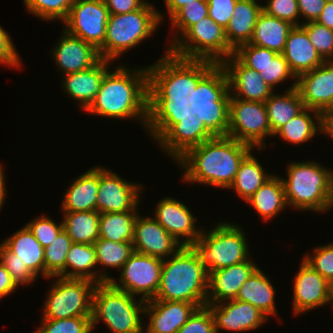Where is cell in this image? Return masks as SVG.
Listing matches in <instances>:
<instances>
[{
	"mask_svg": "<svg viewBox=\"0 0 333 333\" xmlns=\"http://www.w3.org/2000/svg\"><path fill=\"white\" fill-rule=\"evenodd\" d=\"M268 278L258 267L240 287L235 299L252 304L269 318L277 316L278 311L275 309L276 290Z\"/></svg>",
	"mask_w": 333,
	"mask_h": 333,
	"instance_id": "f546056e",
	"label": "cell"
},
{
	"mask_svg": "<svg viewBox=\"0 0 333 333\" xmlns=\"http://www.w3.org/2000/svg\"><path fill=\"white\" fill-rule=\"evenodd\" d=\"M110 14H125L142 8L145 0H104Z\"/></svg>",
	"mask_w": 333,
	"mask_h": 333,
	"instance_id": "6f0895ef",
	"label": "cell"
},
{
	"mask_svg": "<svg viewBox=\"0 0 333 333\" xmlns=\"http://www.w3.org/2000/svg\"><path fill=\"white\" fill-rule=\"evenodd\" d=\"M74 0H23L24 6L30 14L42 20L65 21L69 15Z\"/></svg>",
	"mask_w": 333,
	"mask_h": 333,
	"instance_id": "7bdbcfd3",
	"label": "cell"
},
{
	"mask_svg": "<svg viewBox=\"0 0 333 333\" xmlns=\"http://www.w3.org/2000/svg\"><path fill=\"white\" fill-rule=\"evenodd\" d=\"M143 185L123 180L120 175L100 167V183L97 193L99 213L138 211ZM140 197V198H139Z\"/></svg>",
	"mask_w": 333,
	"mask_h": 333,
	"instance_id": "9a60e30c",
	"label": "cell"
},
{
	"mask_svg": "<svg viewBox=\"0 0 333 333\" xmlns=\"http://www.w3.org/2000/svg\"><path fill=\"white\" fill-rule=\"evenodd\" d=\"M2 243L38 278L45 277L44 248L24 225L20 230L7 237Z\"/></svg>",
	"mask_w": 333,
	"mask_h": 333,
	"instance_id": "4dcf8cb0",
	"label": "cell"
},
{
	"mask_svg": "<svg viewBox=\"0 0 333 333\" xmlns=\"http://www.w3.org/2000/svg\"><path fill=\"white\" fill-rule=\"evenodd\" d=\"M197 308L196 304L185 301H146L144 316L149 320L144 333H176Z\"/></svg>",
	"mask_w": 333,
	"mask_h": 333,
	"instance_id": "cb8c5ba5",
	"label": "cell"
},
{
	"mask_svg": "<svg viewBox=\"0 0 333 333\" xmlns=\"http://www.w3.org/2000/svg\"><path fill=\"white\" fill-rule=\"evenodd\" d=\"M293 26L288 21L262 11L258 16L249 44L282 53Z\"/></svg>",
	"mask_w": 333,
	"mask_h": 333,
	"instance_id": "1f68e13d",
	"label": "cell"
},
{
	"mask_svg": "<svg viewBox=\"0 0 333 333\" xmlns=\"http://www.w3.org/2000/svg\"><path fill=\"white\" fill-rule=\"evenodd\" d=\"M262 11L266 14L288 21L294 26H300V18L297 0H267L262 5ZM299 21V22H298Z\"/></svg>",
	"mask_w": 333,
	"mask_h": 333,
	"instance_id": "f907efd6",
	"label": "cell"
},
{
	"mask_svg": "<svg viewBox=\"0 0 333 333\" xmlns=\"http://www.w3.org/2000/svg\"><path fill=\"white\" fill-rule=\"evenodd\" d=\"M63 229L72 243L94 244L99 239L98 211L63 212Z\"/></svg>",
	"mask_w": 333,
	"mask_h": 333,
	"instance_id": "74e56055",
	"label": "cell"
},
{
	"mask_svg": "<svg viewBox=\"0 0 333 333\" xmlns=\"http://www.w3.org/2000/svg\"><path fill=\"white\" fill-rule=\"evenodd\" d=\"M214 318L215 331L245 332L259 328L269 318L252 304L236 299L206 304Z\"/></svg>",
	"mask_w": 333,
	"mask_h": 333,
	"instance_id": "ffe728a7",
	"label": "cell"
},
{
	"mask_svg": "<svg viewBox=\"0 0 333 333\" xmlns=\"http://www.w3.org/2000/svg\"><path fill=\"white\" fill-rule=\"evenodd\" d=\"M254 148L228 136H216L188 150L176 163L182 180L229 189L242 160Z\"/></svg>",
	"mask_w": 333,
	"mask_h": 333,
	"instance_id": "7a4b0ae2",
	"label": "cell"
},
{
	"mask_svg": "<svg viewBox=\"0 0 333 333\" xmlns=\"http://www.w3.org/2000/svg\"><path fill=\"white\" fill-rule=\"evenodd\" d=\"M60 40L51 51L57 69L63 75L89 69L100 60L99 51L81 38L62 31Z\"/></svg>",
	"mask_w": 333,
	"mask_h": 333,
	"instance_id": "603a6c76",
	"label": "cell"
},
{
	"mask_svg": "<svg viewBox=\"0 0 333 333\" xmlns=\"http://www.w3.org/2000/svg\"><path fill=\"white\" fill-rule=\"evenodd\" d=\"M112 119H137L146 128L148 118V69L118 65L105 73L99 92L85 111Z\"/></svg>",
	"mask_w": 333,
	"mask_h": 333,
	"instance_id": "3957f363",
	"label": "cell"
},
{
	"mask_svg": "<svg viewBox=\"0 0 333 333\" xmlns=\"http://www.w3.org/2000/svg\"><path fill=\"white\" fill-rule=\"evenodd\" d=\"M72 182L63 196L62 211H97L96 201L100 183V166L88 169Z\"/></svg>",
	"mask_w": 333,
	"mask_h": 333,
	"instance_id": "83f0119b",
	"label": "cell"
},
{
	"mask_svg": "<svg viewBox=\"0 0 333 333\" xmlns=\"http://www.w3.org/2000/svg\"><path fill=\"white\" fill-rule=\"evenodd\" d=\"M208 16V2L194 1L180 8L171 18V25L174 30V37L168 49L182 36L192 25ZM182 33V34H181ZM179 35V36H178Z\"/></svg>",
	"mask_w": 333,
	"mask_h": 333,
	"instance_id": "b9f144b4",
	"label": "cell"
},
{
	"mask_svg": "<svg viewBox=\"0 0 333 333\" xmlns=\"http://www.w3.org/2000/svg\"><path fill=\"white\" fill-rule=\"evenodd\" d=\"M191 247L198 254L207 273L251 258L242 227L232 222H220L209 232L202 229L200 238Z\"/></svg>",
	"mask_w": 333,
	"mask_h": 333,
	"instance_id": "9c48e42d",
	"label": "cell"
},
{
	"mask_svg": "<svg viewBox=\"0 0 333 333\" xmlns=\"http://www.w3.org/2000/svg\"><path fill=\"white\" fill-rule=\"evenodd\" d=\"M163 259L133 252L121 269L119 281H109L115 288L126 291L143 301L154 299L160 286Z\"/></svg>",
	"mask_w": 333,
	"mask_h": 333,
	"instance_id": "4fadbf2b",
	"label": "cell"
},
{
	"mask_svg": "<svg viewBox=\"0 0 333 333\" xmlns=\"http://www.w3.org/2000/svg\"><path fill=\"white\" fill-rule=\"evenodd\" d=\"M39 333H91V316L65 319H41Z\"/></svg>",
	"mask_w": 333,
	"mask_h": 333,
	"instance_id": "f6af8a7d",
	"label": "cell"
},
{
	"mask_svg": "<svg viewBox=\"0 0 333 333\" xmlns=\"http://www.w3.org/2000/svg\"><path fill=\"white\" fill-rule=\"evenodd\" d=\"M214 137L216 136L204 122L189 110L187 115L181 118V121L175 124L157 144L176 162L188 150Z\"/></svg>",
	"mask_w": 333,
	"mask_h": 333,
	"instance_id": "d6986e66",
	"label": "cell"
},
{
	"mask_svg": "<svg viewBox=\"0 0 333 333\" xmlns=\"http://www.w3.org/2000/svg\"><path fill=\"white\" fill-rule=\"evenodd\" d=\"M246 202L267 222L282 213L288 205L281 177L273 174Z\"/></svg>",
	"mask_w": 333,
	"mask_h": 333,
	"instance_id": "d6a6232c",
	"label": "cell"
},
{
	"mask_svg": "<svg viewBox=\"0 0 333 333\" xmlns=\"http://www.w3.org/2000/svg\"><path fill=\"white\" fill-rule=\"evenodd\" d=\"M333 140V117H323V133Z\"/></svg>",
	"mask_w": 333,
	"mask_h": 333,
	"instance_id": "be15d7a7",
	"label": "cell"
},
{
	"mask_svg": "<svg viewBox=\"0 0 333 333\" xmlns=\"http://www.w3.org/2000/svg\"><path fill=\"white\" fill-rule=\"evenodd\" d=\"M137 211L100 213L99 238L115 242H133Z\"/></svg>",
	"mask_w": 333,
	"mask_h": 333,
	"instance_id": "ab89813d",
	"label": "cell"
},
{
	"mask_svg": "<svg viewBox=\"0 0 333 333\" xmlns=\"http://www.w3.org/2000/svg\"><path fill=\"white\" fill-rule=\"evenodd\" d=\"M168 51L179 58L210 60L217 64L234 54L225 29L209 16L192 25Z\"/></svg>",
	"mask_w": 333,
	"mask_h": 333,
	"instance_id": "30bf717a",
	"label": "cell"
},
{
	"mask_svg": "<svg viewBox=\"0 0 333 333\" xmlns=\"http://www.w3.org/2000/svg\"><path fill=\"white\" fill-rule=\"evenodd\" d=\"M296 84L297 81L293 82L292 86L284 91V94L273 93L265 101L266 112L273 134L305 109Z\"/></svg>",
	"mask_w": 333,
	"mask_h": 333,
	"instance_id": "836d02e7",
	"label": "cell"
},
{
	"mask_svg": "<svg viewBox=\"0 0 333 333\" xmlns=\"http://www.w3.org/2000/svg\"><path fill=\"white\" fill-rule=\"evenodd\" d=\"M137 299L110 282L97 284L92 296V331L103 321L111 333H144L145 301Z\"/></svg>",
	"mask_w": 333,
	"mask_h": 333,
	"instance_id": "8992f818",
	"label": "cell"
},
{
	"mask_svg": "<svg viewBox=\"0 0 333 333\" xmlns=\"http://www.w3.org/2000/svg\"><path fill=\"white\" fill-rule=\"evenodd\" d=\"M316 22L333 30V0L326 1L320 16L316 19Z\"/></svg>",
	"mask_w": 333,
	"mask_h": 333,
	"instance_id": "91938a15",
	"label": "cell"
},
{
	"mask_svg": "<svg viewBox=\"0 0 333 333\" xmlns=\"http://www.w3.org/2000/svg\"><path fill=\"white\" fill-rule=\"evenodd\" d=\"M208 16L222 28H226L232 18L237 0H207Z\"/></svg>",
	"mask_w": 333,
	"mask_h": 333,
	"instance_id": "db71d44e",
	"label": "cell"
},
{
	"mask_svg": "<svg viewBox=\"0 0 333 333\" xmlns=\"http://www.w3.org/2000/svg\"><path fill=\"white\" fill-rule=\"evenodd\" d=\"M47 292L42 319H65L92 315L96 283L87 279L57 276Z\"/></svg>",
	"mask_w": 333,
	"mask_h": 333,
	"instance_id": "8fae6325",
	"label": "cell"
},
{
	"mask_svg": "<svg viewBox=\"0 0 333 333\" xmlns=\"http://www.w3.org/2000/svg\"><path fill=\"white\" fill-rule=\"evenodd\" d=\"M3 165L0 164V210L2 209V206L4 205V201L6 199V185H5V174L2 167Z\"/></svg>",
	"mask_w": 333,
	"mask_h": 333,
	"instance_id": "6125c7cd",
	"label": "cell"
},
{
	"mask_svg": "<svg viewBox=\"0 0 333 333\" xmlns=\"http://www.w3.org/2000/svg\"><path fill=\"white\" fill-rule=\"evenodd\" d=\"M163 15L149 2L132 12L110 14L104 44L98 50L101 59L113 62L127 50L142 43L155 33L163 22Z\"/></svg>",
	"mask_w": 333,
	"mask_h": 333,
	"instance_id": "52a82bcc",
	"label": "cell"
},
{
	"mask_svg": "<svg viewBox=\"0 0 333 333\" xmlns=\"http://www.w3.org/2000/svg\"><path fill=\"white\" fill-rule=\"evenodd\" d=\"M0 261L17 286L29 285V283L31 284L37 280V277L28 269L27 265L17 259V255L11 252L3 243H0Z\"/></svg>",
	"mask_w": 333,
	"mask_h": 333,
	"instance_id": "7dc6e473",
	"label": "cell"
},
{
	"mask_svg": "<svg viewBox=\"0 0 333 333\" xmlns=\"http://www.w3.org/2000/svg\"><path fill=\"white\" fill-rule=\"evenodd\" d=\"M323 117H333V106Z\"/></svg>",
	"mask_w": 333,
	"mask_h": 333,
	"instance_id": "e7e4bbea",
	"label": "cell"
},
{
	"mask_svg": "<svg viewBox=\"0 0 333 333\" xmlns=\"http://www.w3.org/2000/svg\"><path fill=\"white\" fill-rule=\"evenodd\" d=\"M311 44L325 61L333 60V30L316 21L302 23Z\"/></svg>",
	"mask_w": 333,
	"mask_h": 333,
	"instance_id": "bcb514c9",
	"label": "cell"
},
{
	"mask_svg": "<svg viewBox=\"0 0 333 333\" xmlns=\"http://www.w3.org/2000/svg\"><path fill=\"white\" fill-rule=\"evenodd\" d=\"M208 273L191 246H182L163 259L160 286L152 300L185 301L198 307L207 304Z\"/></svg>",
	"mask_w": 333,
	"mask_h": 333,
	"instance_id": "277c9868",
	"label": "cell"
},
{
	"mask_svg": "<svg viewBox=\"0 0 333 333\" xmlns=\"http://www.w3.org/2000/svg\"><path fill=\"white\" fill-rule=\"evenodd\" d=\"M111 63V61L101 59L89 69L62 75L61 87L69 97L79 102L80 108L86 111L94 102L103 77L110 68L108 65Z\"/></svg>",
	"mask_w": 333,
	"mask_h": 333,
	"instance_id": "484cf974",
	"label": "cell"
},
{
	"mask_svg": "<svg viewBox=\"0 0 333 333\" xmlns=\"http://www.w3.org/2000/svg\"><path fill=\"white\" fill-rule=\"evenodd\" d=\"M319 132L323 133V115L316 110L305 108L287 124L279 128L273 137L279 136L285 142L302 144L310 141Z\"/></svg>",
	"mask_w": 333,
	"mask_h": 333,
	"instance_id": "e575fe53",
	"label": "cell"
},
{
	"mask_svg": "<svg viewBox=\"0 0 333 333\" xmlns=\"http://www.w3.org/2000/svg\"><path fill=\"white\" fill-rule=\"evenodd\" d=\"M96 266L98 263L93 244H71L66 258L65 278L87 279L100 284L99 270L94 271Z\"/></svg>",
	"mask_w": 333,
	"mask_h": 333,
	"instance_id": "d590c367",
	"label": "cell"
},
{
	"mask_svg": "<svg viewBox=\"0 0 333 333\" xmlns=\"http://www.w3.org/2000/svg\"><path fill=\"white\" fill-rule=\"evenodd\" d=\"M10 35L0 26V64L18 69L21 67V58L15 49ZM18 67V68H17Z\"/></svg>",
	"mask_w": 333,
	"mask_h": 333,
	"instance_id": "11a10c76",
	"label": "cell"
},
{
	"mask_svg": "<svg viewBox=\"0 0 333 333\" xmlns=\"http://www.w3.org/2000/svg\"><path fill=\"white\" fill-rule=\"evenodd\" d=\"M250 152L241 162L234 181L229 187L237 192L243 200L248 201L250 197L267 181L273 174L269 175L266 170Z\"/></svg>",
	"mask_w": 333,
	"mask_h": 333,
	"instance_id": "8d00e7d4",
	"label": "cell"
},
{
	"mask_svg": "<svg viewBox=\"0 0 333 333\" xmlns=\"http://www.w3.org/2000/svg\"><path fill=\"white\" fill-rule=\"evenodd\" d=\"M293 284L292 306L296 315L333 302V286L303 259Z\"/></svg>",
	"mask_w": 333,
	"mask_h": 333,
	"instance_id": "2e32d148",
	"label": "cell"
},
{
	"mask_svg": "<svg viewBox=\"0 0 333 333\" xmlns=\"http://www.w3.org/2000/svg\"><path fill=\"white\" fill-rule=\"evenodd\" d=\"M281 177L288 207L326 212L333 208V171L316 161L291 162Z\"/></svg>",
	"mask_w": 333,
	"mask_h": 333,
	"instance_id": "5b68a950",
	"label": "cell"
},
{
	"mask_svg": "<svg viewBox=\"0 0 333 333\" xmlns=\"http://www.w3.org/2000/svg\"><path fill=\"white\" fill-rule=\"evenodd\" d=\"M229 82L221 64H216L188 96L192 113L215 136H227L229 127Z\"/></svg>",
	"mask_w": 333,
	"mask_h": 333,
	"instance_id": "ba28073f",
	"label": "cell"
},
{
	"mask_svg": "<svg viewBox=\"0 0 333 333\" xmlns=\"http://www.w3.org/2000/svg\"><path fill=\"white\" fill-rule=\"evenodd\" d=\"M257 72L264 79L266 84L273 90L279 83L284 82L287 79H294L297 81V77L291 71L288 62L285 60L282 53H278L272 60H269L263 66H247Z\"/></svg>",
	"mask_w": 333,
	"mask_h": 333,
	"instance_id": "ee69618b",
	"label": "cell"
},
{
	"mask_svg": "<svg viewBox=\"0 0 333 333\" xmlns=\"http://www.w3.org/2000/svg\"><path fill=\"white\" fill-rule=\"evenodd\" d=\"M167 8V12L169 14V18H171L180 8L185 6L186 4L194 3V1H207V0H164Z\"/></svg>",
	"mask_w": 333,
	"mask_h": 333,
	"instance_id": "94428289",
	"label": "cell"
},
{
	"mask_svg": "<svg viewBox=\"0 0 333 333\" xmlns=\"http://www.w3.org/2000/svg\"><path fill=\"white\" fill-rule=\"evenodd\" d=\"M190 211L185 203L167 196L157 202L153 218L182 246H191L200 238L202 228L196 227L197 217Z\"/></svg>",
	"mask_w": 333,
	"mask_h": 333,
	"instance_id": "e0dca14e",
	"label": "cell"
},
{
	"mask_svg": "<svg viewBox=\"0 0 333 333\" xmlns=\"http://www.w3.org/2000/svg\"><path fill=\"white\" fill-rule=\"evenodd\" d=\"M220 64L228 78L230 98L265 102L273 94L259 72L245 66L234 54Z\"/></svg>",
	"mask_w": 333,
	"mask_h": 333,
	"instance_id": "44dd1931",
	"label": "cell"
},
{
	"mask_svg": "<svg viewBox=\"0 0 333 333\" xmlns=\"http://www.w3.org/2000/svg\"><path fill=\"white\" fill-rule=\"evenodd\" d=\"M262 5L257 0H237L232 18L225 28V37L235 51L239 46L249 43Z\"/></svg>",
	"mask_w": 333,
	"mask_h": 333,
	"instance_id": "f1b7e54d",
	"label": "cell"
},
{
	"mask_svg": "<svg viewBox=\"0 0 333 333\" xmlns=\"http://www.w3.org/2000/svg\"><path fill=\"white\" fill-rule=\"evenodd\" d=\"M313 253H307L303 260L333 286V243L317 246Z\"/></svg>",
	"mask_w": 333,
	"mask_h": 333,
	"instance_id": "c3c4849f",
	"label": "cell"
},
{
	"mask_svg": "<svg viewBox=\"0 0 333 333\" xmlns=\"http://www.w3.org/2000/svg\"><path fill=\"white\" fill-rule=\"evenodd\" d=\"M109 10L104 0H74L63 29L99 50L106 37Z\"/></svg>",
	"mask_w": 333,
	"mask_h": 333,
	"instance_id": "5bb4252c",
	"label": "cell"
},
{
	"mask_svg": "<svg viewBox=\"0 0 333 333\" xmlns=\"http://www.w3.org/2000/svg\"><path fill=\"white\" fill-rule=\"evenodd\" d=\"M300 17L305 22L316 21L324 8L326 0H297Z\"/></svg>",
	"mask_w": 333,
	"mask_h": 333,
	"instance_id": "9f6ffc18",
	"label": "cell"
},
{
	"mask_svg": "<svg viewBox=\"0 0 333 333\" xmlns=\"http://www.w3.org/2000/svg\"><path fill=\"white\" fill-rule=\"evenodd\" d=\"M43 248L47 247L63 229V222L56 223L48 216L36 217L26 224Z\"/></svg>",
	"mask_w": 333,
	"mask_h": 333,
	"instance_id": "681fc988",
	"label": "cell"
},
{
	"mask_svg": "<svg viewBox=\"0 0 333 333\" xmlns=\"http://www.w3.org/2000/svg\"><path fill=\"white\" fill-rule=\"evenodd\" d=\"M210 60L183 59L168 50L148 65V118L146 131L157 143L191 107L188 96L216 65Z\"/></svg>",
	"mask_w": 333,
	"mask_h": 333,
	"instance_id": "6da1fadb",
	"label": "cell"
},
{
	"mask_svg": "<svg viewBox=\"0 0 333 333\" xmlns=\"http://www.w3.org/2000/svg\"><path fill=\"white\" fill-rule=\"evenodd\" d=\"M72 244L67 232L62 229L53 241L44 248L45 278L64 277L67 253Z\"/></svg>",
	"mask_w": 333,
	"mask_h": 333,
	"instance_id": "60d3db41",
	"label": "cell"
},
{
	"mask_svg": "<svg viewBox=\"0 0 333 333\" xmlns=\"http://www.w3.org/2000/svg\"><path fill=\"white\" fill-rule=\"evenodd\" d=\"M18 286L0 261V299L13 293Z\"/></svg>",
	"mask_w": 333,
	"mask_h": 333,
	"instance_id": "680465c9",
	"label": "cell"
},
{
	"mask_svg": "<svg viewBox=\"0 0 333 333\" xmlns=\"http://www.w3.org/2000/svg\"><path fill=\"white\" fill-rule=\"evenodd\" d=\"M282 54L296 77L325 62L311 44L306 30L301 25L293 26L290 30Z\"/></svg>",
	"mask_w": 333,
	"mask_h": 333,
	"instance_id": "4316f807",
	"label": "cell"
},
{
	"mask_svg": "<svg viewBox=\"0 0 333 333\" xmlns=\"http://www.w3.org/2000/svg\"><path fill=\"white\" fill-rule=\"evenodd\" d=\"M97 263L102 265L100 271V283L109 282L112 278L105 271L106 267L122 269L125 262L134 252L132 242H115L107 239H97L94 242Z\"/></svg>",
	"mask_w": 333,
	"mask_h": 333,
	"instance_id": "f35d334b",
	"label": "cell"
},
{
	"mask_svg": "<svg viewBox=\"0 0 333 333\" xmlns=\"http://www.w3.org/2000/svg\"><path fill=\"white\" fill-rule=\"evenodd\" d=\"M259 266L250 260L208 273L207 304L233 300Z\"/></svg>",
	"mask_w": 333,
	"mask_h": 333,
	"instance_id": "d4e9b609",
	"label": "cell"
},
{
	"mask_svg": "<svg viewBox=\"0 0 333 333\" xmlns=\"http://www.w3.org/2000/svg\"><path fill=\"white\" fill-rule=\"evenodd\" d=\"M273 135L265 102L230 98L228 137L261 151L267 148L266 137Z\"/></svg>",
	"mask_w": 333,
	"mask_h": 333,
	"instance_id": "7c38bea8",
	"label": "cell"
},
{
	"mask_svg": "<svg viewBox=\"0 0 333 333\" xmlns=\"http://www.w3.org/2000/svg\"><path fill=\"white\" fill-rule=\"evenodd\" d=\"M133 249L135 252L167 259L182 245L153 217L138 214L134 223Z\"/></svg>",
	"mask_w": 333,
	"mask_h": 333,
	"instance_id": "7402d4cb",
	"label": "cell"
},
{
	"mask_svg": "<svg viewBox=\"0 0 333 333\" xmlns=\"http://www.w3.org/2000/svg\"><path fill=\"white\" fill-rule=\"evenodd\" d=\"M176 333H216L213 315L207 305L198 307Z\"/></svg>",
	"mask_w": 333,
	"mask_h": 333,
	"instance_id": "816d5d0a",
	"label": "cell"
},
{
	"mask_svg": "<svg viewBox=\"0 0 333 333\" xmlns=\"http://www.w3.org/2000/svg\"><path fill=\"white\" fill-rule=\"evenodd\" d=\"M296 88L305 108L325 115L333 106V60L299 75Z\"/></svg>",
	"mask_w": 333,
	"mask_h": 333,
	"instance_id": "ac0fdd59",
	"label": "cell"
},
{
	"mask_svg": "<svg viewBox=\"0 0 333 333\" xmlns=\"http://www.w3.org/2000/svg\"><path fill=\"white\" fill-rule=\"evenodd\" d=\"M278 53L267 48L258 47L252 44H243L239 46L234 55L245 66H263L269 60H272Z\"/></svg>",
	"mask_w": 333,
	"mask_h": 333,
	"instance_id": "f5cc1de1",
	"label": "cell"
}]
</instances>
